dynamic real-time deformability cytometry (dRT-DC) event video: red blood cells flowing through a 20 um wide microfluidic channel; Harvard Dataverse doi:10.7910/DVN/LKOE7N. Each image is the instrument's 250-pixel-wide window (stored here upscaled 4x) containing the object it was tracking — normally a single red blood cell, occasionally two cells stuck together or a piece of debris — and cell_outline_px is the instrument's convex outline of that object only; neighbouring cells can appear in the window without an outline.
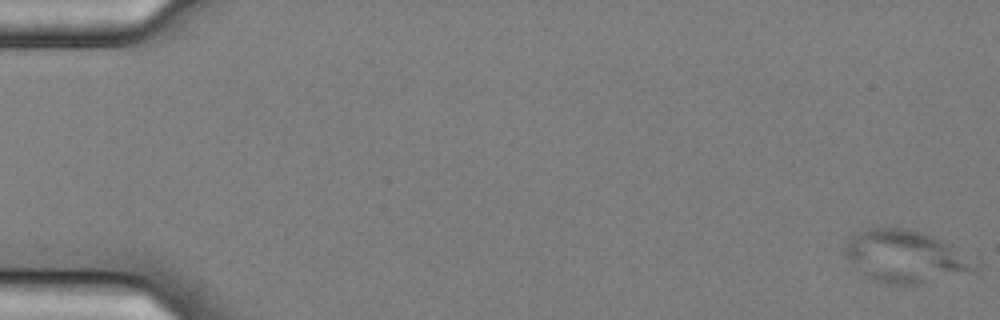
{"species": "common noctule bat (a hibernating species)", "species_latin": "Nyctalus noctula", "temperature_condition": "cold", "stored_images_in_passage": 36, "camera_frame_rate_fps": 3000, "um_per_image_px": 0.085, "animal": {"sex": "female", "body_mass_g": 25.1}, "frame": {"image": 1, "passage_image": 1, "time_ms": 0.0, "image_size_px": [1000, 320], "cell_outline_px": [[984, 264], [972, 272], [920, 284], [884, 284], [860, 276], [856, 272], [844, 252], [844, 248], [852, 236], [856, 232], [868, 228], [900, 228], [920, 232], [932, 236], [980, 260]], "centroid_in_image_um": [76.99, 21.84], "position_along_channel_um": 8.0, "area_um2": 40.23}}
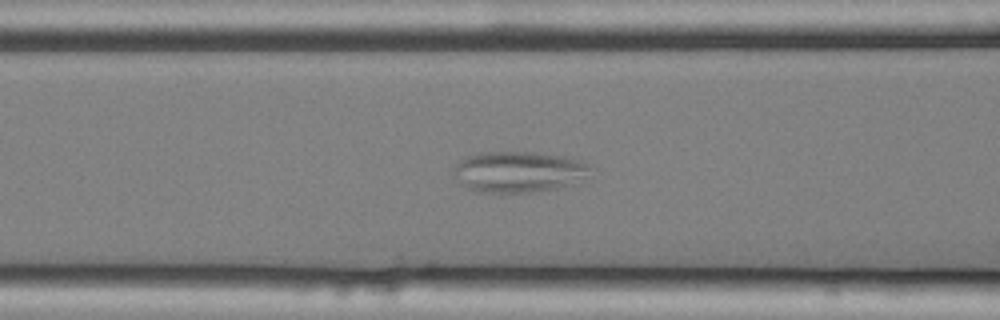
{"frame": {"image": 2, "passage_image": 24, "time_ms": 7.667, "image_size_px": [1000, 320], "cell_outline_px": [[588, 168], [580, 176], [568, 184], [556, 188], [532, 192], [476, 192], [460, 184], [452, 176], [452, 168], [460, 160], [468, 156], [480, 152], [536, 152], [564, 156], [584, 160], [588, 164]], "centroid_in_image_um": [43.93, 14.58], "position_along_channel_um": 122.7, "area_um2": 32.31}}
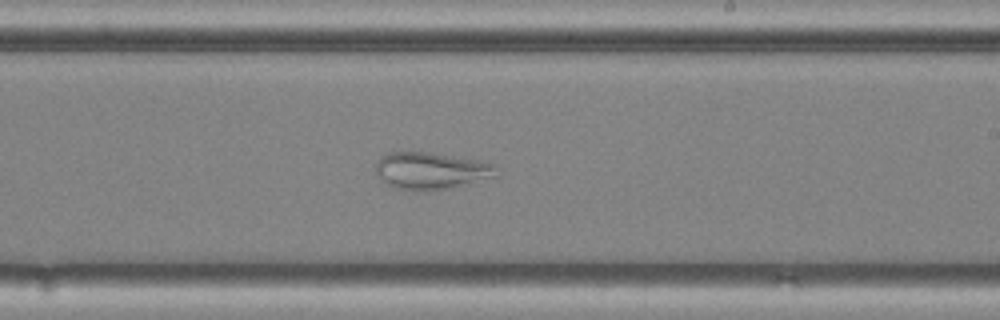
{"frame": {"image": 3, "passage_image": 35, "time_ms": 11.333, "image_size_px": [1000, 320], "cell_outline_px": [[500, 176], [452, 188], [424, 192], [412, 192], [396, 188], [380, 180], [376, 172], [376, 164], [384, 156], [392, 152], [424, 152], [480, 160], [496, 164]], "centroid_in_image_um": [36.71, 14.55], "position_along_channel_um": 252.3, "area_um2": 26.47}}